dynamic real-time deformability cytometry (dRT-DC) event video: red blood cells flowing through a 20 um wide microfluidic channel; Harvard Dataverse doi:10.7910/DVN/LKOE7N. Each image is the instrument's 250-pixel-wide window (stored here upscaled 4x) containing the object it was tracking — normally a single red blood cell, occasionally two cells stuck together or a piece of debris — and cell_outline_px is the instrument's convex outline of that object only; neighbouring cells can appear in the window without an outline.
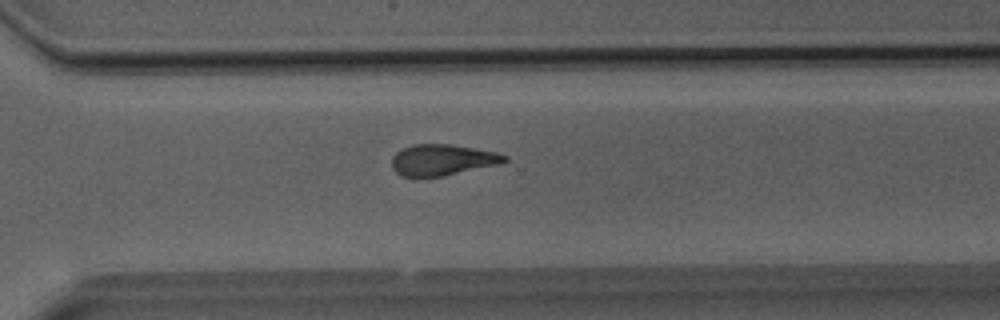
{"species": "Egyptian fruit bat (a non-hibernating species)", "species_latin": "Rousettus aegyptiacus", "temperature_condition": "room temperature", "stored_images_in_passage": 32, "camera_frame_rate_fps": 3000, "um_per_image_px": 0.085, "animal": {"sex": "male"}, "frame": {"image": 1, "passage_image": 21, "time_ms": 6.667, "image_size_px": [1000, 320], "cell_outline_px": [[508, 160], [500, 164], [444, 176], [400, 176], [392, 168], [392, 156], [396, 152], [412, 144], [448, 144], [496, 152], [508, 156]], "centroid_in_image_um": [37.6, 13.59], "position_along_channel_um": 333.0, "area_um2": 20.35}}
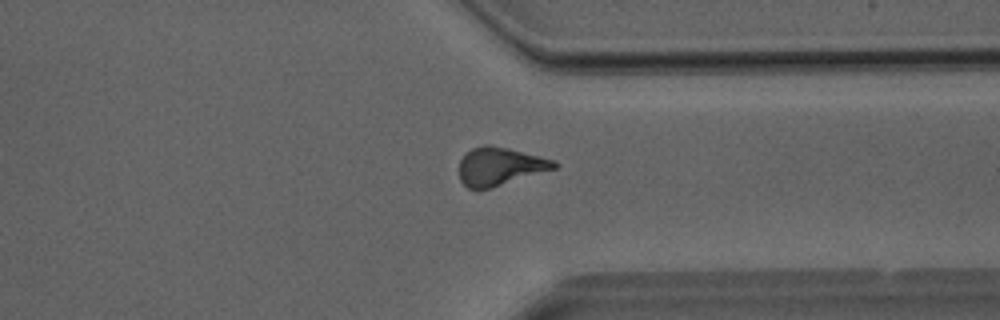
{"frame": {"image": 2, "passage_image": 23, "time_ms": 7.333, "image_size_px": [1000, 320], "cell_outline_px": [[560, 164], [556, 168], [492, 188], [476, 192], [468, 188], [460, 180], [460, 160], [472, 148], [484, 144], [488, 144], [508, 148], [556, 160]], "centroid_in_image_um": [42.49, 14.16], "position_along_channel_um": 368.9, "area_um2": 21.33}}
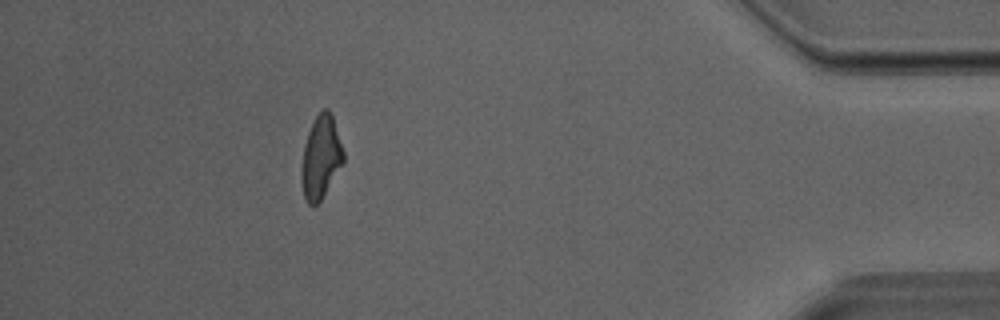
{"frame": {"image": 3, "passage_image": 28, "time_ms": 9.0, "image_size_px": [1000, 320], "cell_outline_px": [[344, 164], [320, 200], [312, 208], [304, 200], [300, 172], [300, 168], [304, 144], [308, 132], [316, 116], [324, 108], [328, 108], [332, 116], [344, 152]], "centroid_in_image_um": [27.26, 13.41], "position_along_channel_um": 407.9, "area_um2": 20.4}}